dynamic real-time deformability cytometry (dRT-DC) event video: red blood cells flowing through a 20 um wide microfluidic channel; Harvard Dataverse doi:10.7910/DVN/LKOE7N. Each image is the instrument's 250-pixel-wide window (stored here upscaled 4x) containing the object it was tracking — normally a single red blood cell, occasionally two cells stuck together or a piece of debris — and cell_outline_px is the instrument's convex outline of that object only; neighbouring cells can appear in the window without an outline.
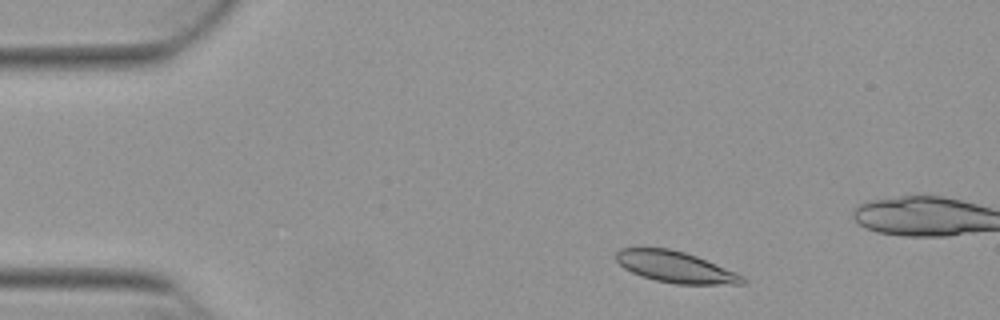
{"species": "Egyptian fruit bat (a non-hibernating species)", "species_latin": "Rousettus aegyptiacus", "temperature_condition": "warm", "stored_images_in_passage": 11, "camera_frame_rate_fps": 3000, "um_per_image_px": 0.085, "animal": {"sex": "female"}, "frame": {"image": 1, "passage_image": 4, "time_ms": 1.0, "image_size_px": [1000, 320], "cell_outline_px": [[748, 280], [744, 284], [676, 284], [656, 280], [640, 276], [624, 268], [616, 260], [616, 252], [620, 248], [668, 248], [684, 252], [696, 256], [736, 272], [744, 276]], "centroid_in_image_um": [57.43, 22.7], "position_along_channel_um": 27.6, "area_um2": 22.95}}